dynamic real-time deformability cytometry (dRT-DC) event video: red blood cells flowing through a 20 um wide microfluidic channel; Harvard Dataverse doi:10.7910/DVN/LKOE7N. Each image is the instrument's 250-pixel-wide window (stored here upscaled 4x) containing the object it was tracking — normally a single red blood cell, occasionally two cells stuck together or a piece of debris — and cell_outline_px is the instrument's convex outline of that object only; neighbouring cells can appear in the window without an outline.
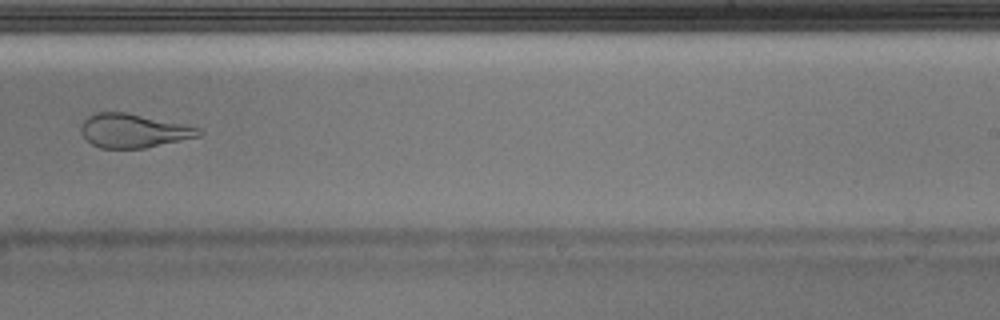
{"species": "Egyptian fruit bat (a non-hibernating species)", "species_latin": "Rousettus aegyptiacus", "temperature_condition": "warm", "stored_images_in_passage": 36, "camera_frame_rate_fps": 3000, "um_per_image_px": 0.085, "animal": {"sex": "male"}, "frame": {"image": 1, "passage_image": 26, "time_ms": 8.333, "image_size_px": [1000, 320], "cell_outline_px": [[204, 132], [200, 136], [144, 148], [100, 148], [92, 144], [80, 132], [80, 124], [88, 116], [96, 112], [124, 112], [188, 124], [200, 128]], "centroid_in_image_um": [11.36, 11.1], "position_along_channel_um": 277.6, "area_um2": 23.35}}